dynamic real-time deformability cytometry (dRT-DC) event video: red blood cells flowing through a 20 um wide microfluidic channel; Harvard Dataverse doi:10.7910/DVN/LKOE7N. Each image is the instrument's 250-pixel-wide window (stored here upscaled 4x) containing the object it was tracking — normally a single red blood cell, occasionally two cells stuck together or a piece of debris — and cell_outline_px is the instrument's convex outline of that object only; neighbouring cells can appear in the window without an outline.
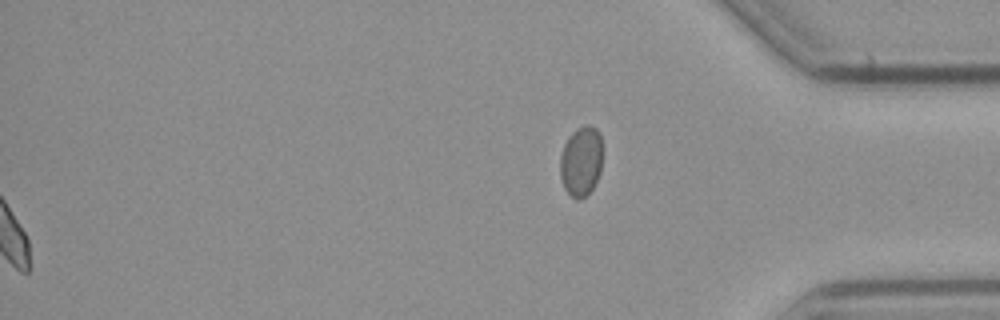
{"species": "common noctule bat (a hibernating species)", "species_latin": "Nyctalus noctula", "temperature_condition": "cold", "stored_images_in_passage": 57, "segment_of_instrument_passage": [2, 2], "camera_frame_rate_fps": 3000, "um_per_image_px": 0.085, "animal": {"sex": "male", "body_mass_g": 23.1, "forearm_length_mm": 52.7}, "frame": {"image": 1, "passage_image": 57, "time_ms": 18.667, "image_size_px": [1000, 320], "cell_outline_px": [[600, 172], [592, 188], [580, 200], [576, 200], [564, 188], [560, 176], [560, 156], [564, 144], [568, 136], [576, 128], [584, 124], [588, 124], [596, 128], [600, 132]], "centroid_in_image_um": [49.36, 13.67], "position_along_channel_um": 385.8, "area_um2": 17.17}}